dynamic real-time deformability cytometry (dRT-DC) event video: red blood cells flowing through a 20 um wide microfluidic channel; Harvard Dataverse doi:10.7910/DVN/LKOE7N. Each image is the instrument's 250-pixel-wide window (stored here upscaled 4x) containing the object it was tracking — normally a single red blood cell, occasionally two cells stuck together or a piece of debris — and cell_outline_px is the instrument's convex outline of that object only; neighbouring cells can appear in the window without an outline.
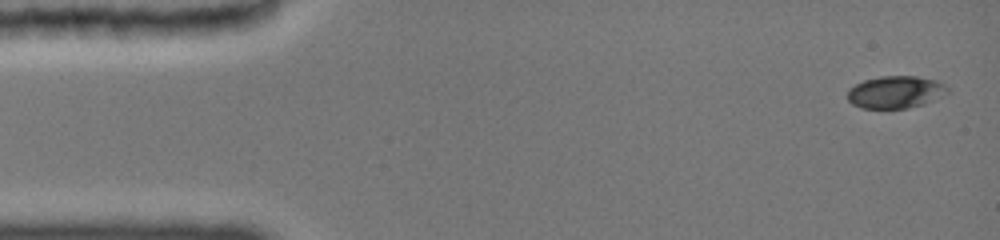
{"species": "common noctule bat (a hibernating species)", "species_latin": "Nyctalus noctula", "temperature_condition": "cold", "stored_images_in_passage": 8, "camera_frame_rate_fps": 3000, "um_per_image_px": 0.085, "animal": {"sex": "female", "body_mass_g": 19.0, "forearm_length_mm": 51.5}, "frame": {"image": 1, "passage_image": 1, "time_ms": 0.0, "image_size_px": [1000, 240], "cell_outline_px": [[948, 92], [924, 104], [908, 108], [864, 108], [852, 104], [848, 100], [848, 88], [864, 80], [880, 76], [916, 76], [936, 80], [944, 84], [948, 88]], "centroid_in_image_um": [76.1, 7.82], "position_along_channel_um": 8.9, "area_um2": 18.73}}
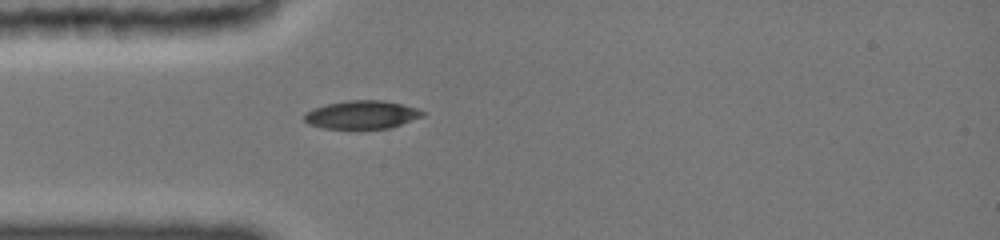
{"frame": {"image": 2, "passage_image": 8, "time_ms": 4.0, "image_size_px": [1000, 240], "cell_outline_px": [[424, 116], [388, 128], [324, 128], [308, 124], [304, 120], [304, 116], [308, 112], [316, 108], [328, 104], [348, 100], [384, 100], [416, 108], [424, 112]], "centroid_in_image_um": [30.76, 9.75], "position_along_channel_um": 54.2, "area_um2": 19.02}}